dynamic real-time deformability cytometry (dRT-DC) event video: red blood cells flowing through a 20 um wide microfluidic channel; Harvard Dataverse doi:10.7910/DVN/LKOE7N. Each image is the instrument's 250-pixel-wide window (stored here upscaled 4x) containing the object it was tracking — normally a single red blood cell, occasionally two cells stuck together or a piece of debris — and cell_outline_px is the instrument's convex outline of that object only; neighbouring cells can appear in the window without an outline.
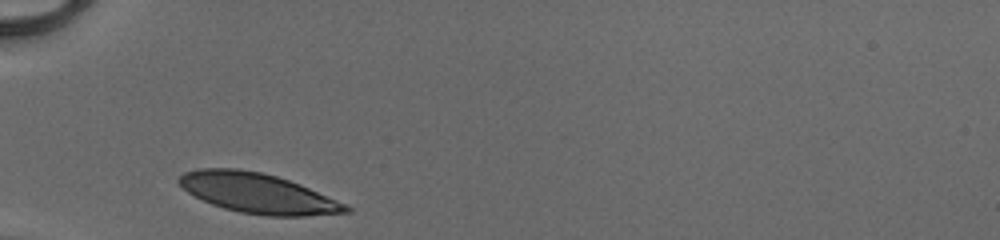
{"species": "human", "species_latin": "Homo sapiens", "temperature_condition": "cold", "stored_images_in_passage": 26, "camera_frame_rate_fps": 3000, "um_per_image_px": 0.085, "donor": {"sex": "male"}, "frame": {"image": 1, "passage_image": 1, "time_ms": 0.0, "image_size_px": [1000, 240], "cell_outline_px": [[352, 212], [304, 216], [268, 216], [240, 212], [224, 208], [212, 204], [188, 192], [176, 180], [184, 172], [200, 168], [240, 168], [260, 172], [276, 176], [300, 184], [336, 200], [352, 208]], "centroid_in_image_um": [21.9, 16.42], "position_along_channel_um": 63.1, "area_um2": 38.49}}
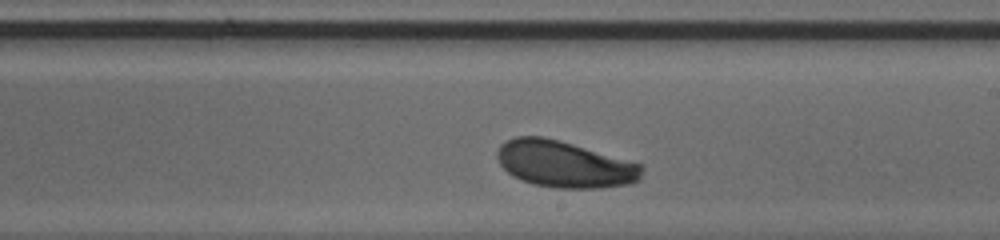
{"frame": {"image": 2, "passage_image": 15, "time_ms": 4.667, "image_size_px": [1000, 240], "cell_outline_px": [[644, 168], [640, 180], [628, 184], [600, 188], [556, 188], [532, 184], [520, 180], [512, 176], [500, 164], [496, 156], [496, 152], [500, 144], [504, 140], [516, 136], [544, 136], [572, 144], [640, 164]], "centroid_in_image_um": [47.93, 13.96], "position_along_channel_um": 241.1, "area_um2": 39.25}}
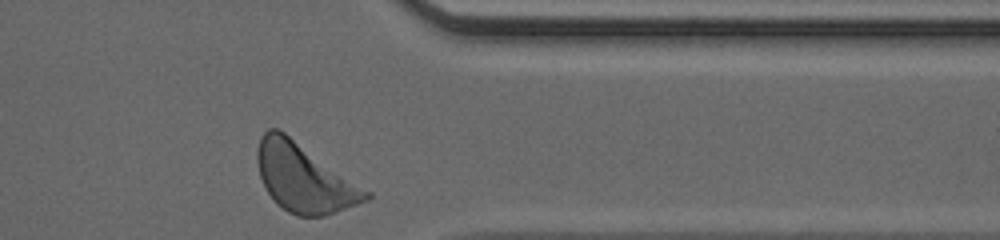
{"frame": {"image": 3, "passage_image": 26, "time_ms": 8.333, "image_size_px": [1000, 240], "cell_outline_px": [[372, 196], [368, 200], [324, 216], [296, 216], [288, 212], [268, 192], [260, 176], [256, 160], [256, 152], [260, 136], [268, 128], [280, 128], [372, 192]], "centroid_in_image_um": [25.86, 15.08], "position_along_channel_um": 385.5, "area_um2": 43.35}, "authors_computed_cell_mechanics": {"area_um2": 39.2173, "velocity_mm_per_s": 4.0439, "shape_relaxation_time_tau1_ms": 0.8965, "shape_relaxation_time_tau2_ms": null, "deformation_change_tau1": 0.0763, "deformation_change_tau2": null}}